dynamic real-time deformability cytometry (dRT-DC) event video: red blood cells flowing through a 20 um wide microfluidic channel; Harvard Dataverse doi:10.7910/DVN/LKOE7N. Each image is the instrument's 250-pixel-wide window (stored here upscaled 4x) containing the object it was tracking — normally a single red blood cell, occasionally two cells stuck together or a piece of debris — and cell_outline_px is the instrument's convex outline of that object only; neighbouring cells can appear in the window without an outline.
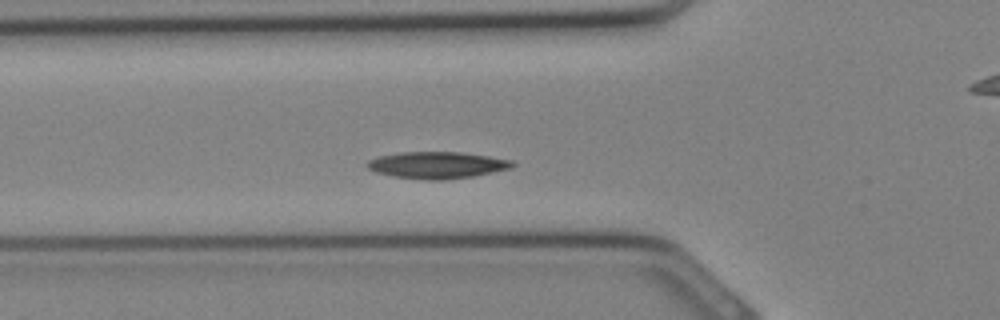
{"species": "Egyptian fruit bat (a non-hibernating species)", "species_latin": "Rousettus aegyptiacus", "temperature_condition": "cold", "stored_images_in_passage": 30, "camera_frame_rate_fps": 3000, "um_per_image_px": 0.085, "animal": {"sex": "female"}, "frame": {"image": 1, "passage_image": 8, "time_ms": 2.333, "image_size_px": [1000, 320], "cell_outline_px": [[516, 164], [512, 168], [472, 176], [444, 180], [428, 180], [392, 176], [376, 172], [368, 168], [364, 164], [368, 160], [380, 156], [400, 152], [460, 152], [488, 156], [512, 160]], "centroid_in_image_um": [37.14, 14.03], "position_along_channel_um": 88.7, "area_um2": 22.6}}
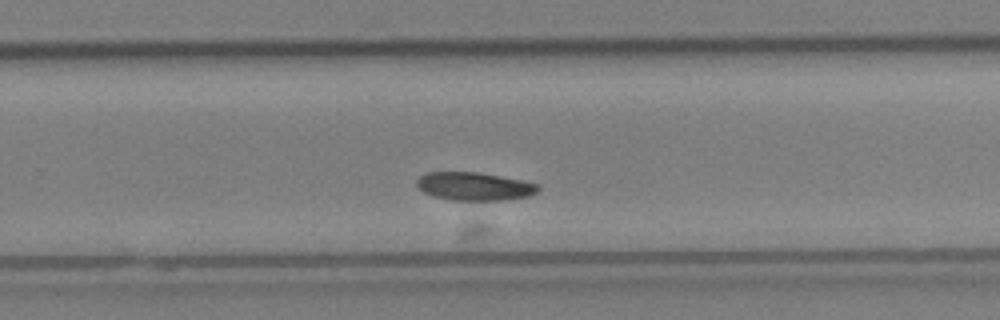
{"frame": {"image": 2, "passage_image": 18, "time_ms": 5.667, "image_size_px": [1000, 320], "cell_outline_px": [[540, 188], [536, 192], [528, 196], [504, 200], [452, 200], [436, 196], [424, 192], [416, 184], [416, 180], [424, 172], [476, 172], [500, 176], [540, 184]], "centroid_in_image_um": [40.32, 15.83], "position_along_channel_um": 289.5, "area_um2": 19.77}}
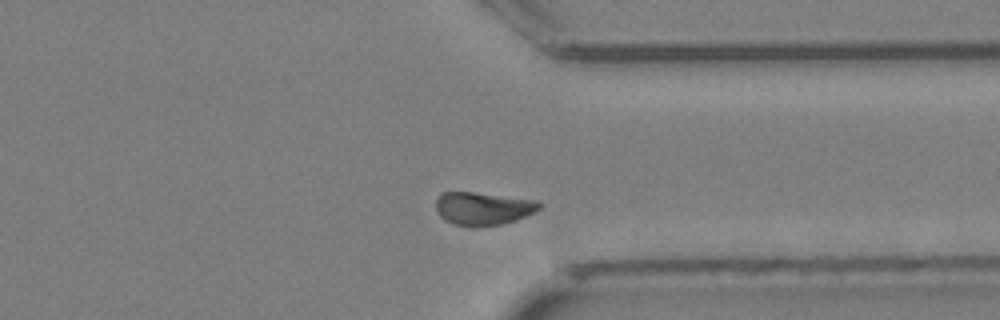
{"frame": {"image": 3, "passage_image": 22, "time_ms": 7.0, "image_size_px": [1000, 320], "cell_outline_px": [[544, 204], [536, 212], [516, 220], [500, 224], [476, 228], [468, 228], [444, 220], [440, 216], [436, 208], [436, 196], [440, 192], [472, 192], [536, 200]], "centroid_in_image_um": [41.05, 17.73], "position_along_channel_um": 370.4, "area_um2": 20.23}}